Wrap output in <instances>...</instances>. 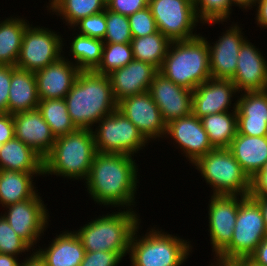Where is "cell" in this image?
<instances>
[{
	"label": "cell",
	"instance_id": "obj_1",
	"mask_svg": "<svg viewBox=\"0 0 267 266\" xmlns=\"http://www.w3.org/2000/svg\"><path fill=\"white\" fill-rule=\"evenodd\" d=\"M135 161L125 154L97 152L84 180L89 197L104 207L133 210L139 184Z\"/></svg>",
	"mask_w": 267,
	"mask_h": 266
},
{
	"label": "cell",
	"instance_id": "obj_2",
	"mask_svg": "<svg viewBox=\"0 0 267 266\" xmlns=\"http://www.w3.org/2000/svg\"><path fill=\"white\" fill-rule=\"evenodd\" d=\"M64 100L78 129H93L103 117L117 109L118 103L109 76L94 70L80 71Z\"/></svg>",
	"mask_w": 267,
	"mask_h": 266
},
{
	"label": "cell",
	"instance_id": "obj_3",
	"mask_svg": "<svg viewBox=\"0 0 267 266\" xmlns=\"http://www.w3.org/2000/svg\"><path fill=\"white\" fill-rule=\"evenodd\" d=\"M96 153L92 129H77L58 136L51 152L43 159V174L85 180Z\"/></svg>",
	"mask_w": 267,
	"mask_h": 266
},
{
	"label": "cell",
	"instance_id": "obj_4",
	"mask_svg": "<svg viewBox=\"0 0 267 266\" xmlns=\"http://www.w3.org/2000/svg\"><path fill=\"white\" fill-rule=\"evenodd\" d=\"M91 220L75 231L85 252L111 251L122 258L129 253L133 232L141 221L136 210L119 209Z\"/></svg>",
	"mask_w": 267,
	"mask_h": 266
},
{
	"label": "cell",
	"instance_id": "obj_5",
	"mask_svg": "<svg viewBox=\"0 0 267 266\" xmlns=\"http://www.w3.org/2000/svg\"><path fill=\"white\" fill-rule=\"evenodd\" d=\"M158 71L175 84L193 91L212 78L207 38L199 35L189 40L172 41Z\"/></svg>",
	"mask_w": 267,
	"mask_h": 266
},
{
	"label": "cell",
	"instance_id": "obj_6",
	"mask_svg": "<svg viewBox=\"0 0 267 266\" xmlns=\"http://www.w3.org/2000/svg\"><path fill=\"white\" fill-rule=\"evenodd\" d=\"M139 229L140 224L130 241L131 266H182L192 252L191 242L184 238L155 227L141 236Z\"/></svg>",
	"mask_w": 267,
	"mask_h": 266
},
{
	"label": "cell",
	"instance_id": "obj_7",
	"mask_svg": "<svg viewBox=\"0 0 267 266\" xmlns=\"http://www.w3.org/2000/svg\"><path fill=\"white\" fill-rule=\"evenodd\" d=\"M192 165L213 188V195H249L250 178L228 148L213 149Z\"/></svg>",
	"mask_w": 267,
	"mask_h": 266
},
{
	"label": "cell",
	"instance_id": "obj_8",
	"mask_svg": "<svg viewBox=\"0 0 267 266\" xmlns=\"http://www.w3.org/2000/svg\"><path fill=\"white\" fill-rule=\"evenodd\" d=\"M265 237L267 229L260 205L253 197L245 196L239 204L232 240L213 259L214 263L226 265L236 259L248 258Z\"/></svg>",
	"mask_w": 267,
	"mask_h": 266
},
{
	"label": "cell",
	"instance_id": "obj_9",
	"mask_svg": "<svg viewBox=\"0 0 267 266\" xmlns=\"http://www.w3.org/2000/svg\"><path fill=\"white\" fill-rule=\"evenodd\" d=\"M97 124V128L92 129L97 152L120 153L134 157L135 153L149 143L137 127L117 109Z\"/></svg>",
	"mask_w": 267,
	"mask_h": 266
},
{
	"label": "cell",
	"instance_id": "obj_10",
	"mask_svg": "<svg viewBox=\"0 0 267 266\" xmlns=\"http://www.w3.org/2000/svg\"><path fill=\"white\" fill-rule=\"evenodd\" d=\"M148 7L155 19L158 31L171 42L189 40L200 35L199 33L193 34L201 21L197 17L192 1L148 0Z\"/></svg>",
	"mask_w": 267,
	"mask_h": 266
},
{
	"label": "cell",
	"instance_id": "obj_11",
	"mask_svg": "<svg viewBox=\"0 0 267 266\" xmlns=\"http://www.w3.org/2000/svg\"><path fill=\"white\" fill-rule=\"evenodd\" d=\"M62 35L49 28L28 25L24 31L16 67L36 72L63 56Z\"/></svg>",
	"mask_w": 267,
	"mask_h": 266
},
{
	"label": "cell",
	"instance_id": "obj_12",
	"mask_svg": "<svg viewBox=\"0 0 267 266\" xmlns=\"http://www.w3.org/2000/svg\"><path fill=\"white\" fill-rule=\"evenodd\" d=\"M3 217L12 229L34 249L49 224V211L36 193L32 198L4 207Z\"/></svg>",
	"mask_w": 267,
	"mask_h": 266
},
{
	"label": "cell",
	"instance_id": "obj_13",
	"mask_svg": "<svg viewBox=\"0 0 267 266\" xmlns=\"http://www.w3.org/2000/svg\"><path fill=\"white\" fill-rule=\"evenodd\" d=\"M245 196L212 195L208 203L209 236L216 258L231 242L240 201Z\"/></svg>",
	"mask_w": 267,
	"mask_h": 266
},
{
	"label": "cell",
	"instance_id": "obj_14",
	"mask_svg": "<svg viewBox=\"0 0 267 266\" xmlns=\"http://www.w3.org/2000/svg\"><path fill=\"white\" fill-rule=\"evenodd\" d=\"M117 110L137 127L148 142L164 138L166 123L148 91L118 101Z\"/></svg>",
	"mask_w": 267,
	"mask_h": 266
},
{
	"label": "cell",
	"instance_id": "obj_15",
	"mask_svg": "<svg viewBox=\"0 0 267 266\" xmlns=\"http://www.w3.org/2000/svg\"><path fill=\"white\" fill-rule=\"evenodd\" d=\"M148 92L166 124L192 114L193 91L175 84L161 73L154 76Z\"/></svg>",
	"mask_w": 267,
	"mask_h": 266
},
{
	"label": "cell",
	"instance_id": "obj_16",
	"mask_svg": "<svg viewBox=\"0 0 267 266\" xmlns=\"http://www.w3.org/2000/svg\"><path fill=\"white\" fill-rule=\"evenodd\" d=\"M238 90L230 79L210 78L193 90L192 114L202 118L211 114H218L237 110V100L232 103Z\"/></svg>",
	"mask_w": 267,
	"mask_h": 266
},
{
	"label": "cell",
	"instance_id": "obj_17",
	"mask_svg": "<svg viewBox=\"0 0 267 266\" xmlns=\"http://www.w3.org/2000/svg\"><path fill=\"white\" fill-rule=\"evenodd\" d=\"M165 137L177 144L191 165L214 149L201 120L193 114L166 124Z\"/></svg>",
	"mask_w": 267,
	"mask_h": 266
},
{
	"label": "cell",
	"instance_id": "obj_18",
	"mask_svg": "<svg viewBox=\"0 0 267 266\" xmlns=\"http://www.w3.org/2000/svg\"><path fill=\"white\" fill-rule=\"evenodd\" d=\"M229 27L223 35L212 44L208 42L210 74L214 79H231L237 68L241 45L247 39L237 22ZM211 45V46H210Z\"/></svg>",
	"mask_w": 267,
	"mask_h": 266
},
{
	"label": "cell",
	"instance_id": "obj_19",
	"mask_svg": "<svg viewBox=\"0 0 267 266\" xmlns=\"http://www.w3.org/2000/svg\"><path fill=\"white\" fill-rule=\"evenodd\" d=\"M230 80L239 93L267 90V60L250 40L241 45L236 72Z\"/></svg>",
	"mask_w": 267,
	"mask_h": 266
},
{
	"label": "cell",
	"instance_id": "obj_20",
	"mask_svg": "<svg viewBox=\"0 0 267 266\" xmlns=\"http://www.w3.org/2000/svg\"><path fill=\"white\" fill-rule=\"evenodd\" d=\"M81 70L63 55L35 72L39 100L64 99Z\"/></svg>",
	"mask_w": 267,
	"mask_h": 266
},
{
	"label": "cell",
	"instance_id": "obj_21",
	"mask_svg": "<svg viewBox=\"0 0 267 266\" xmlns=\"http://www.w3.org/2000/svg\"><path fill=\"white\" fill-rule=\"evenodd\" d=\"M13 116L15 138L32 148L43 159L51 152L56 137L38 109Z\"/></svg>",
	"mask_w": 267,
	"mask_h": 266
},
{
	"label": "cell",
	"instance_id": "obj_22",
	"mask_svg": "<svg viewBox=\"0 0 267 266\" xmlns=\"http://www.w3.org/2000/svg\"><path fill=\"white\" fill-rule=\"evenodd\" d=\"M158 72L152 64L134 59L126 66L112 71L108 76L114 98L118 102L123 98L147 92Z\"/></svg>",
	"mask_w": 267,
	"mask_h": 266
},
{
	"label": "cell",
	"instance_id": "obj_23",
	"mask_svg": "<svg viewBox=\"0 0 267 266\" xmlns=\"http://www.w3.org/2000/svg\"><path fill=\"white\" fill-rule=\"evenodd\" d=\"M237 97V132L267 136V90L243 92Z\"/></svg>",
	"mask_w": 267,
	"mask_h": 266
},
{
	"label": "cell",
	"instance_id": "obj_24",
	"mask_svg": "<svg viewBox=\"0 0 267 266\" xmlns=\"http://www.w3.org/2000/svg\"><path fill=\"white\" fill-rule=\"evenodd\" d=\"M45 248L35 251L47 266H80L84 259L85 249L75 231H61Z\"/></svg>",
	"mask_w": 267,
	"mask_h": 266
},
{
	"label": "cell",
	"instance_id": "obj_25",
	"mask_svg": "<svg viewBox=\"0 0 267 266\" xmlns=\"http://www.w3.org/2000/svg\"><path fill=\"white\" fill-rule=\"evenodd\" d=\"M35 72L11 66L7 113L32 111L39 104Z\"/></svg>",
	"mask_w": 267,
	"mask_h": 266
},
{
	"label": "cell",
	"instance_id": "obj_26",
	"mask_svg": "<svg viewBox=\"0 0 267 266\" xmlns=\"http://www.w3.org/2000/svg\"><path fill=\"white\" fill-rule=\"evenodd\" d=\"M228 149L252 178L267 161V136H247L237 132Z\"/></svg>",
	"mask_w": 267,
	"mask_h": 266
},
{
	"label": "cell",
	"instance_id": "obj_27",
	"mask_svg": "<svg viewBox=\"0 0 267 266\" xmlns=\"http://www.w3.org/2000/svg\"><path fill=\"white\" fill-rule=\"evenodd\" d=\"M0 170L43 173V158L15 137L1 145Z\"/></svg>",
	"mask_w": 267,
	"mask_h": 266
},
{
	"label": "cell",
	"instance_id": "obj_28",
	"mask_svg": "<svg viewBox=\"0 0 267 266\" xmlns=\"http://www.w3.org/2000/svg\"><path fill=\"white\" fill-rule=\"evenodd\" d=\"M41 175L44 174L0 170L1 206L6 207L32 198L38 192L33 182L34 178Z\"/></svg>",
	"mask_w": 267,
	"mask_h": 266
},
{
	"label": "cell",
	"instance_id": "obj_29",
	"mask_svg": "<svg viewBox=\"0 0 267 266\" xmlns=\"http://www.w3.org/2000/svg\"><path fill=\"white\" fill-rule=\"evenodd\" d=\"M28 25V20L18 16L0 21V65L16 66L23 34Z\"/></svg>",
	"mask_w": 267,
	"mask_h": 266
},
{
	"label": "cell",
	"instance_id": "obj_30",
	"mask_svg": "<svg viewBox=\"0 0 267 266\" xmlns=\"http://www.w3.org/2000/svg\"><path fill=\"white\" fill-rule=\"evenodd\" d=\"M214 149L229 148L237 135V111L231 110L200 118Z\"/></svg>",
	"mask_w": 267,
	"mask_h": 266
},
{
	"label": "cell",
	"instance_id": "obj_31",
	"mask_svg": "<svg viewBox=\"0 0 267 266\" xmlns=\"http://www.w3.org/2000/svg\"><path fill=\"white\" fill-rule=\"evenodd\" d=\"M47 10L64 19L65 25L72 26L80 19L98 14L106 9L104 0H50Z\"/></svg>",
	"mask_w": 267,
	"mask_h": 266
},
{
	"label": "cell",
	"instance_id": "obj_32",
	"mask_svg": "<svg viewBox=\"0 0 267 266\" xmlns=\"http://www.w3.org/2000/svg\"><path fill=\"white\" fill-rule=\"evenodd\" d=\"M170 43L171 41L160 31L144 37H133L131 40L133 59L152 64L159 70Z\"/></svg>",
	"mask_w": 267,
	"mask_h": 266
},
{
	"label": "cell",
	"instance_id": "obj_33",
	"mask_svg": "<svg viewBox=\"0 0 267 266\" xmlns=\"http://www.w3.org/2000/svg\"><path fill=\"white\" fill-rule=\"evenodd\" d=\"M70 44V52L74 58L71 62L81 71L95 70L101 63L104 42L103 40L77 34ZM75 62H73V61Z\"/></svg>",
	"mask_w": 267,
	"mask_h": 266
},
{
	"label": "cell",
	"instance_id": "obj_34",
	"mask_svg": "<svg viewBox=\"0 0 267 266\" xmlns=\"http://www.w3.org/2000/svg\"><path fill=\"white\" fill-rule=\"evenodd\" d=\"M37 109L55 137L67 135L78 129L70 118L64 99L40 100Z\"/></svg>",
	"mask_w": 267,
	"mask_h": 266
},
{
	"label": "cell",
	"instance_id": "obj_35",
	"mask_svg": "<svg viewBox=\"0 0 267 266\" xmlns=\"http://www.w3.org/2000/svg\"><path fill=\"white\" fill-rule=\"evenodd\" d=\"M132 60L131 43H104L101 63L94 71L108 75L112 71L126 66Z\"/></svg>",
	"mask_w": 267,
	"mask_h": 266
},
{
	"label": "cell",
	"instance_id": "obj_36",
	"mask_svg": "<svg viewBox=\"0 0 267 266\" xmlns=\"http://www.w3.org/2000/svg\"><path fill=\"white\" fill-rule=\"evenodd\" d=\"M195 10L201 24H220L230 20L232 6L231 0H196Z\"/></svg>",
	"mask_w": 267,
	"mask_h": 266
},
{
	"label": "cell",
	"instance_id": "obj_37",
	"mask_svg": "<svg viewBox=\"0 0 267 266\" xmlns=\"http://www.w3.org/2000/svg\"><path fill=\"white\" fill-rule=\"evenodd\" d=\"M133 39L127 16L106 8V33L104 43H131Z\"/></svg>",
	"mask_w": 267,
	"mask_h": 266
},
{
	"label": "cell",
	"instance_id": "obj_38",
	"mask_svg": "<svg viewBox=\"0 0 267 266\" xmlns=\"http://www.w3.org/2000/svg\"><path fill=\"white\" fill-rule=\"evenodd\" d=\"M33 248L9 225L7 220L0 214V253L19 257L20 254L29 252Z\"/></svg>",
	"mask_w": 267,
	"mask_h": 266
},
{
	"label": "cell",
	"instance_id": "obj_39",
	"mask_svg": "<svg viewBox=\"0 0 267 266\" xmlns=\"http://www.w3.org/2000/svg\"><path fill=\"white\" fill-rule=\"evenodd\" d=\"M81 35L103 40L106 33V9L103 12L80 19L71 29ZM80 30V31H79Z\"/></svg>",
	"mask_w": 267,
	"mask_h": 266
},
{
	"label": "cell",
	"instance_id": "obj_40",
	"mask_svg": "<svg viewBox=\"0 0 267 266\" xmlns=\"http://www.w3.org/2000/svg\"><path fill=\"white\" fill-rule=\"evenodd\" d=\"M132 37H144L158 32L155 19L147 6L128 16Z\"/></svg>",
	"mask_w": 267,
	"mask_h": 266
},
{
	"label": "cell",
	"instance_id": "obj_41",
	"mask_svg": "<svg viewBox=\"0 0 267 266\" xmlns=\"http://www.w3.org/2000/svg\"><path fill=\"white\" fill-rule=\"evenodd\" d=\"M121 260L122 257L117 252H85L80 266H118Z\"/></svg>",
	"mask_w": 267,
	"mask_h": 266
},
{
	"label": "cell",
	"instance_id": "obj_42",
	"mask_svg": "<svg viewBox=\"0 0 267 266\" xmlns=\"http://www.w3.org/2000/svg\"><path fill=\"white\" fill-rule=\"evenodd\" d=\"M148 6V0H110L106 8L124 16H130Z\"/></svg>",
	"mask_w": 267,
	"mask_h": 266
},
{
	"label": "cell",
	"instance_id": "obj_43",
	"mask_svg": "<svg viewBox=\"0 0 267 266\" xmlns=\"http://www.w3.org/2000/svg\"><path fill=\"white\" fill-rule=\"evenodd\" d=\"M10 81L11 66L0 65V114L7 113Z\"/></svg>",
	"mask_w": 267,
	"mask_h": 266
},
{
	"label": "cell",
	"instance_id": "obj_44",
	"mask_svg": "<svg viewBox=\"0 0 267 266\" xmlns=\"http://www.w3.org/2000/svg\"><path fill=\"white\" fill-rule=\"evenodd\" d=\"M249 196L267 197V161L264 163L262 169L250 178Z\"/></svg>",
	"mask_w": 267,
	"mask_h": 266
},
{
	"label": "cell",
	"instance_id": "obj_45",
	"mask_svg": "<svg viewBox=\"0 0 267 266\" xmlns=\"http://www.w3.org/2000/svg\"><path fill=\"white\" fill-rule=\"evenodd\" d=\"M14 137L13 116L9 113L0 114V144H5Z\"/></svg>",
	"mask_w": 267,
	"mask_h": 266
},
{
	"label": "cell",
	"instance_id": "obj_46",
	"mask_svg": "<svg viewBox=\"0 0 267 266\" xmlns=\"http://www.w3.org/2000/svg\"><path fill=\"white\" fill-rule=\"evenodd\" d=\"M248 258L259 266H267V237L259 243Z\"/></svg>",
	"mask_w": 267,
	"mask_h": 266
},
{
	"label": "cell",
	"instance_id": "obj_47",
	"mask_svg": "<svg viewBox=\"0 0 267 266\" xmlns=\"http://www.w3.org/2000/svg\"><path fill=\"white\" fill-rule=\"evenodd\" d=\"M256 6V22L261 28H267V0H256L253 7Z\"/></svg>",
	"mask_w": 267,
	"mask_h": 266
},
{
	"label": "cell",
	"instance_id": "obj_48",
	"mask_svg": "<svg viewBox=\"0 0 267 266\" xmlns=\"http://www.w3.org/2000/svg\"><path fill=\"white\" fill-rule=\"evenodd\" d=\"M30 256L23 258L21 260L20 266H47L45 261L40 257V255L34 250ZM23 261V262H22Z\"/></svg>",
	"mask_w": 267,
	"mask_h": 266
},
{
	"label": "cell",
	"instance_id": "obj_49",
	"mask_svg": "<svg viewBox=\"0 0 267 266\" xmlns=\"http://www.w3.org/2000/svg\"><path fill=\"white\" fill-rule=\"evenodd\" d=\"M18 259V257L0 253V266H20L21 261Z\"/></svg>",
	"mask_w": 267,
	"mask_h": 266
},
{
	"label": "cell",
	"instance_id": "obj_50",
	"mask_svg": "<svg viewBox=\"0 0 267 266\" xmlns=\"http://www.w3.org/2000/svg\"><path fill=\"white\" fill-rule=\"evenodd\" d=\"M260 205L265 226L267 229V197H253Z\"/></svg>",
	"mask_w": 267,
	"mask_h": 266
},
{
	"label": "cell",
	"instance_id": "obj_51",
	"mask_svg": "<svg viewBox=\"0 0 267 266\" xmlns=\"http://www.w3.org/2000/svg\"><path fill=\"white\" fill-rule=\"evenodd\" d=\"M226 266H259L251 261L249 258H240L233 260L226 264Z\"/></svg>",
	"mask_w": 267,
	"mask_h": 266
},
{
	"label": "cell",
	"instance_id": "obj_52",
	"mask_svg": "<svg viewBox=\"0 0 267 266\" xmlns=\"http://www.w3.org/2000/svg\"><path fill=\"white\" fill-rule=\"evenodd\" d=\"M232 3L235 5V6H239V8H242L243 10L246 9H251L255 3L256 0H231Z\"/></svg>",
	"mask_w": 267,
	"mask_h": 266
}]
</instances>
